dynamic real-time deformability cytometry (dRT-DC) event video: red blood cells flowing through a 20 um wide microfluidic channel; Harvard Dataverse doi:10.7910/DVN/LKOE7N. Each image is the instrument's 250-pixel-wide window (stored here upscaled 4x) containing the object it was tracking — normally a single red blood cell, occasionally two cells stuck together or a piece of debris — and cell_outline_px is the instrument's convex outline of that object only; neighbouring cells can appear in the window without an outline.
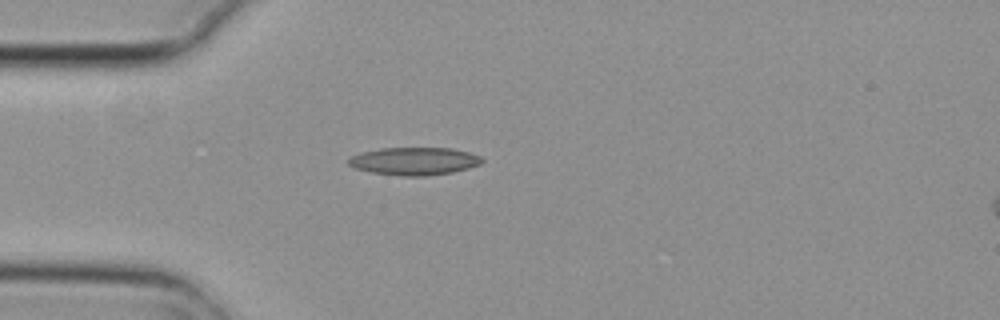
{"species": "common noctule bat (a hibernating species)", "species_latin": "Nyctalus noctula", "temperature_condition": "cold", "stored_images_in_passage": 1, "camera_frame_rate_fps": 3000, "um_per_image_px": 0.085, "animal": {"sex": "female", "body_mass_g": 29.2, "forearm_length_mm": 56.3}, "frame": {"image": 1, "passage_image": 1, "time_ms": 0.0, "image_size_px": [1000, 320], "cell_outline_px": [[484, 160], [480, 164], [468, 168], [452, 172], [424, 176], [404, 176], [372, 172], [356, 168], [348, 164], [348, 160], [352, 156], [364, 152], [380, 148], [452, 148], [468, 152], [480, 156]], "centroid_in_image_um": [35.24, 13.69], "position_along_channel_um": 49.8, "area_um2": 21.33}}